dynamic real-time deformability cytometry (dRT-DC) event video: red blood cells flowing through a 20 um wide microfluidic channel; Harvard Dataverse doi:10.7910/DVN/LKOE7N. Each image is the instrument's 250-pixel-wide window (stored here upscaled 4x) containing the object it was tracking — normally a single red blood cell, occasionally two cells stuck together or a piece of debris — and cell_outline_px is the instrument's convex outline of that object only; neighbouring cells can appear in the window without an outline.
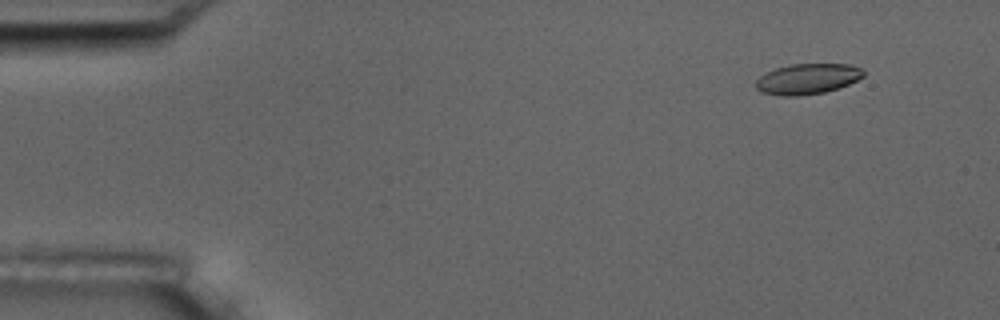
{"species": "common noctule bat (a hibernating species)", "species_latin": "Nyctalus noctula", "temperature_condition": "room temperature", "stored_images_in_passage": 5, "camera_frame_rate_fps": 3000, "um_per_image_px": 0.085, "animal": {"sex": "male", "body_mass_g": 17.5, "forearm_length_mm": 52.3}, "frame": {"image": 1, "passage_image": 2, "time_ms": 1.0, "image_size_px": [1000, 320], "cell_outline_px": [[864, 76], [848, 84], [824, 92], [796, 96], [784, 96], [764, 92], [756, 88], [756, 80], [760, 76], [776, 68], [792, 64], [848, 64], [864, 68]], "centroid_in_image_um": [68.66, 6.69], "position_along_channel_um": 16.3, "area_um2": 18.9}}
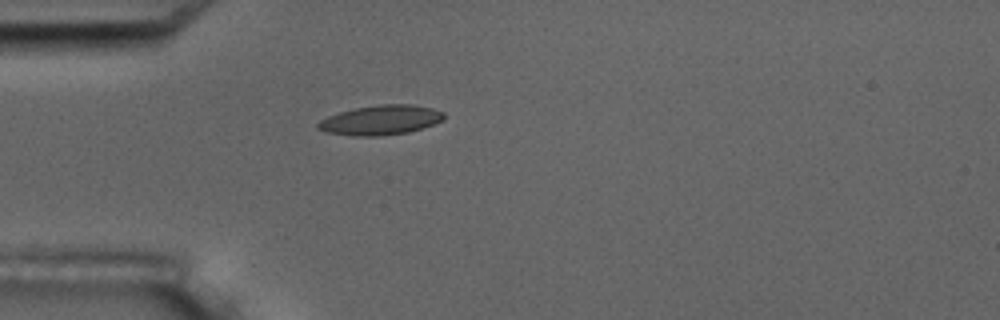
{"frame": {"image": 2, "passage_image": 5, "time_ms": 4.667, "image_size_px": [1000, 320], "cell_outline_px": [[444, 120], [408, 132], [380, 136], [352, 136], [328, 132], [316, 128], [316, 124], [320, 120], [328, 116], [340, 112], [356, 108], [380, 104], [412, 104], [432, 108], [444, 112]], "centroid_in_image_um": [32.35, 10.2], "position_along_channel_um": 52.7, "area_um2": 21.68}}